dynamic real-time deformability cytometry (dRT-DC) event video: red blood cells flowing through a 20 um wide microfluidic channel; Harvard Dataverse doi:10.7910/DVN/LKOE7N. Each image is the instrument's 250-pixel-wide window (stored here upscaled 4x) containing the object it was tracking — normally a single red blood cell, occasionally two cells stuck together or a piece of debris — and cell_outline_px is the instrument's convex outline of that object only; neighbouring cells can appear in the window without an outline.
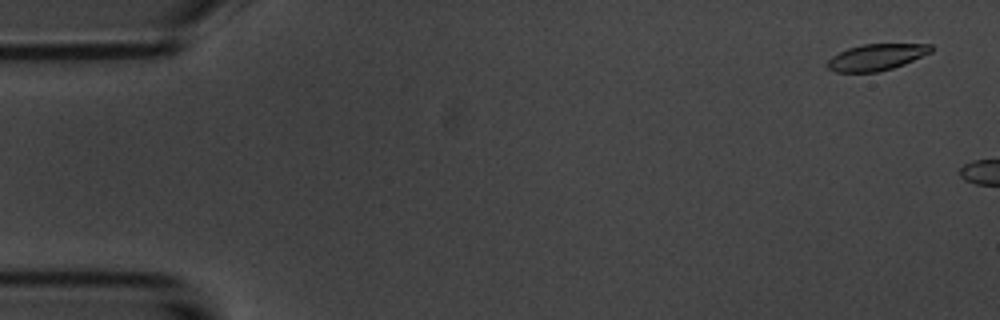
{"species": "common noctule bat (a hibernating species)", "species_latin": "Nyctalus noctula", "temperature_condition": "room temperature", "stored_images_in_passage": 5, "camera_frame_rate_fps": 3000, "um_per_image_px": 0.085, "animal": {"sex": "male", "body_mass_g": 20.1, "forearm_length_mm": 53.5}, "frame": {"image": 1, "passage_image": 1, "time_ms": 0.0, "image_size_px": [1000, 320], "cell_outline_px": [[932, 52], [904, 64], [892, 68], [876, 72], [836, 72], [828, 68], [828, 60], [832, 56], [848, 48], [864, 44], [932, 44]], "centroid_in_image_um": [74.51, 4.85], "position_along_channel_um": 10.5, "area_um2": 15.78}}
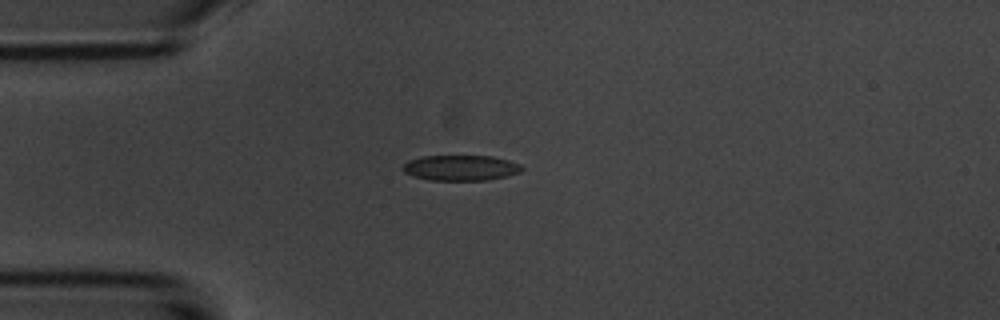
{"frame": {"image": 2, "passage_image": 5, "time_ms": 5.667, "image_size_px": [1000, 320], "cell_outline_px": [[524, 168], [520, 172], [508, 176], [488, 180], [428, 180], [412, 176], [404, 172], [400, 168], [408, 160], [424, 156], [492, 156], [508, 160], [520, 164]], "centroid_in_image_um": [39.15, 14.27], "position_along_channel_um": 45.9, "area_um2": 17.8}}